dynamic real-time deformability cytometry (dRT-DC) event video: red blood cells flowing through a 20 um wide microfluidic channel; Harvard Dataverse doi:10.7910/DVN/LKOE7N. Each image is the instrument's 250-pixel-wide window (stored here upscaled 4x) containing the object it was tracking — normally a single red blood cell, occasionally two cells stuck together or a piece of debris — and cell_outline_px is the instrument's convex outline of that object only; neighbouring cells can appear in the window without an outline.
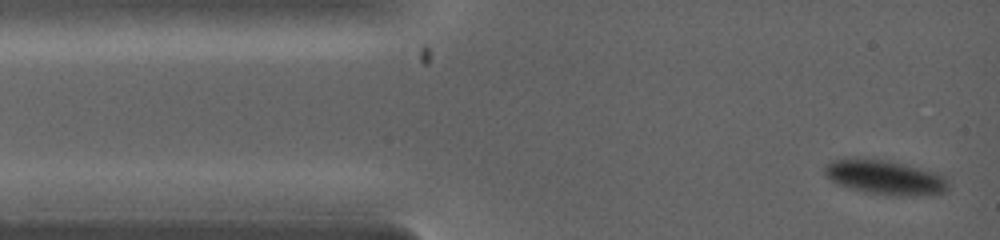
{"species": "common noctule bat (a hibernating species)", "species_latin": "Nyctalus noctula", "temperature_condition": "warm", "stored_images_in_passage": 41, "camera_frame_rate_fps": 5000, "um_per_image_px": 0.085, "animal": {"sex": "female", "body_mass_g": 19.0, "forearm_length_mm": 53.3}, "frame": {"image": 1, "passage_image": 1, "time_ms": 0.0, "image_size_px": [1000, 240], "cell_outline_px": [[948, 192], [932, 196], [892, 196], [864, 192], [848, 188], [836, 184], [824, 172], [824, 164], [832, 160], [844, 156], [848, 156], [884, 160], [904, 164], [936, 172], [944, 176], [948, 180]], "centroid_in_image_um": [75.23, 15.08], "position_along_channel_um": 9.8, "area_um2": 25.72}}
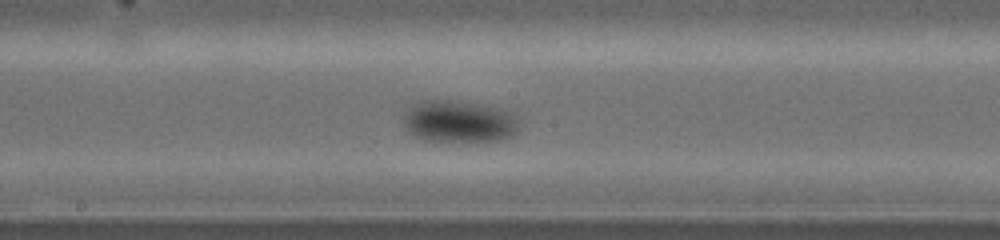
{"frame": {"image": 2, "passage_image": 17, "time_ms": 4.6, "image_size_px": [1000, 240], "cell_outline_px": [[520, 128], [512, 136], [504, 140], [424, 140], [408, 132], [404, 124], [404, 112], [408, 108], [424, 100], [452, 100], [504, 108], [512, 112], [516, 116]], "centroid_in_image_um": [39.06, 10.31], "position_along_channel_um": 209.1, "area_um2": 28.26}}
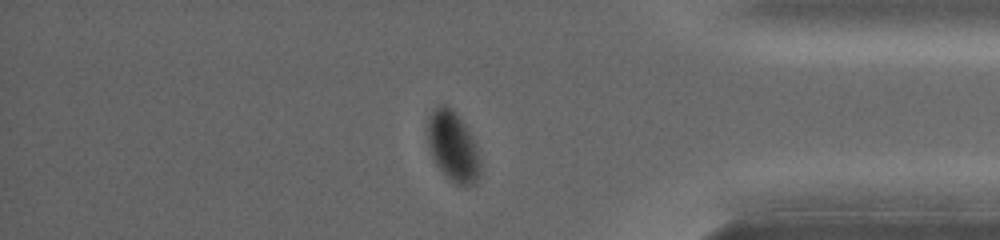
{"frame": {"image": 3, "passage_image": 34, "time_ms": 8.2, "image_size_px": [1000, 240], "cell_outline_px": [[480, 172], [476, 180], [472, 184], [456, 184], [444, 176], [436, 164], [432, 156], [428, 144], [428, 116], [440, 104], [444, 104], [452, 108], [456, 112], [468, 128], [472, 136], [480, 160]], "centroid_in_image_um": [38.49, 12.43], "position_along_channel_um": 396.7, "area_um2": 21.39}}